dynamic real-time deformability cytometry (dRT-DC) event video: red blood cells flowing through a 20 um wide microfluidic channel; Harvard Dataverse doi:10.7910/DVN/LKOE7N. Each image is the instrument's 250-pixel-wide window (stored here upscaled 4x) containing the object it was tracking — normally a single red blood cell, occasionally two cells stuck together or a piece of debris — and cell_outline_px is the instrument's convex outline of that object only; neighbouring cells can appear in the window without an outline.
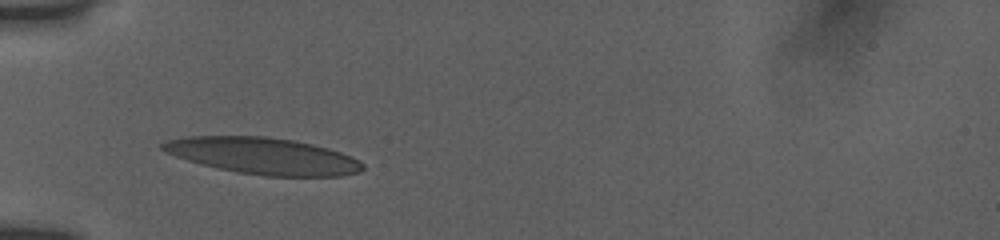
{"species": "human", "species_latin": "Homo sapiens", "temperature_condition": "room temperature", "stored_images_in_passage": 31, "camera_frame_rate_fps": 3000, "um_per_image_px": 0.085, "donor": {"sex": "female"}, "frame": {"image": 1, "passage_image": 1, "time_ms": 0.0, "image_size_px": [1000, 240], "cell_outline_px": [[364, 168], [360, 172], [340, 176], [264, 176], [236, 172], [200, 164], [164, 152], [160, 148], [160, 144], [168, 140], [184, 136], [268, 136], [292, 140], [312, 144], [328, 148], [352, 156], [360, 160], [364, 164]], "centroid_in_image_um": [22.37, 13.25], "position_along_channel_um": 62.6, "area_um2": 42.83}}
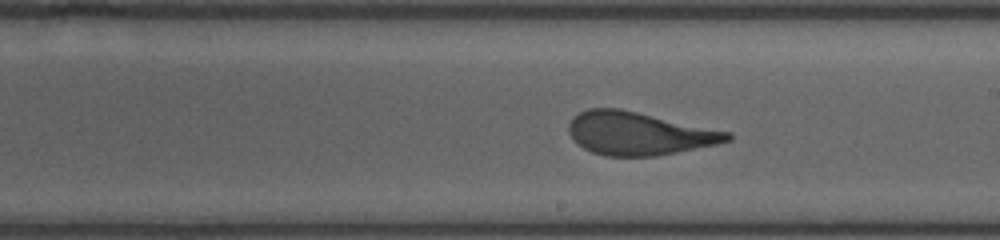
{"frame": {"image": 2, "passage_image": 15, "time_ms": 4.667, "image_size_px": [1000, 240], "cell_outline_px": [[732, 140], [716, 144], [656, 156], [604, 156], [592, 152], [584, 148], [572, 140], [568, 132], [568, 124], [572, 116], [588, 108], [620, 108], [732, 132]], "centroid_in_image_um": [54.27, 11.34], "position_along_channel_um": 234.7, "area_um2": 40.0}}
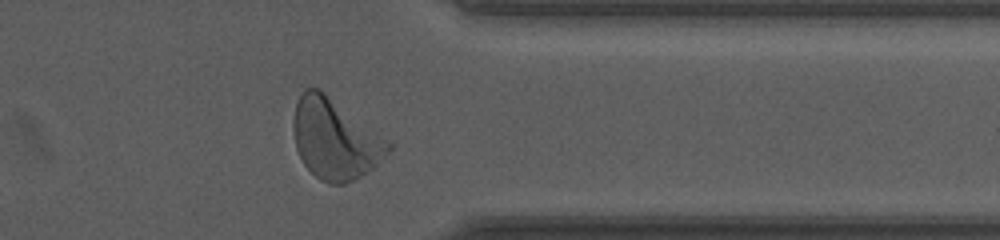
{"frame": {"image": 3, "passage_image": 27, "time_ms": 8.667, "image_size_px": [1000, 240], "cell_outline_px": [[392, 148], [372, 168], [352, 180], [344, 184], [328, 184], [320, 180], [304, 164], [296, 148], [292, 128], [292, 124], [296, 104], [304, 88], [320, 88], [392, 144]], "centroid_in_image_um": [28.43, 11.81], "position_along_channel_um": 383.0, "area_um2": 43.81}, "authors_computed_cell_mechanics": {"area_um2": 40.4022, "velocity_mm_per_s": 3.8262, "shape_relaxation_time_tau1_ms": 3.6213, "shape_relaxation_time_tau2_ms": 0.7866, "deformation_change_tau1": 0.188, "deformation_change_tau2": 0.0791}}